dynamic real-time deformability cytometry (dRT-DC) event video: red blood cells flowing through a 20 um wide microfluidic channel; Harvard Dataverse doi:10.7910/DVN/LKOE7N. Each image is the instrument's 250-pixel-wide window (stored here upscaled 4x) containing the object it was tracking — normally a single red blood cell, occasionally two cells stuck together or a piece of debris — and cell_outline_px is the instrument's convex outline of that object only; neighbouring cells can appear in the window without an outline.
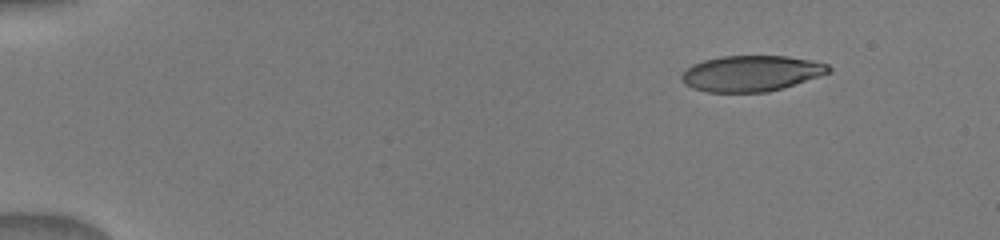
{"species": "human", "species_latin": "Homo sapiens", "temperature_condition": "warm", "stored_images_in_passage": 5, "camera_frame_rate_fps": 3000, "um_per_image_px": 0.085, "donor": {"sex": "male"}, "frame": {"image": 1, "passage_image": 1, "time_ms": 0.0, "image_size_px": [1000, 240], "cell_outline_px": [[832, 72], [820, 76], [768, 92], [708, 92], [692, 88], [684, 84], [680, 80], [680, 76], [692, 64], [704, 60], [720, 56], [788, 56], [828, 64], [832, 68]], "centroid_in_image_um": [63.84, 6.24], "position_along_channel_um": 21.2, "area_um2": 30.69}}
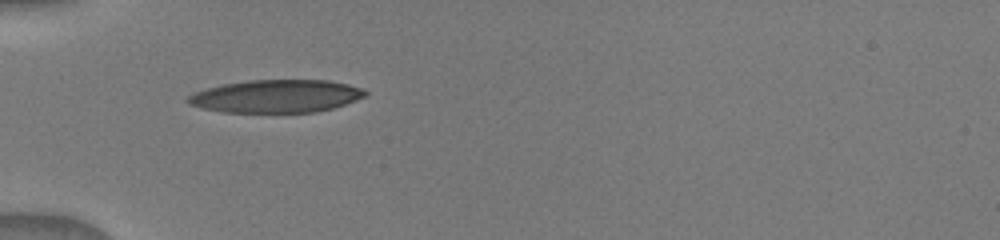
{"frame": {"image": 2, "passage_image": 4, "time_ms": 3.667, "image_size_px": [1000, 240], "cell_outline_px": [[368, 92], [364, 96], [356, 100], [332, 108], [312, 112], [224, 112], [204, 108], [188, 104], [184, 100], [188, 96], [204, 88], [224, 84], [248, 80], [328, 80], [348, 84], [364, 88]], "centroid_in_image_um": [23.47, 8.17], "position_along_channel_um": 61.5, "area_um2": 33.87}}
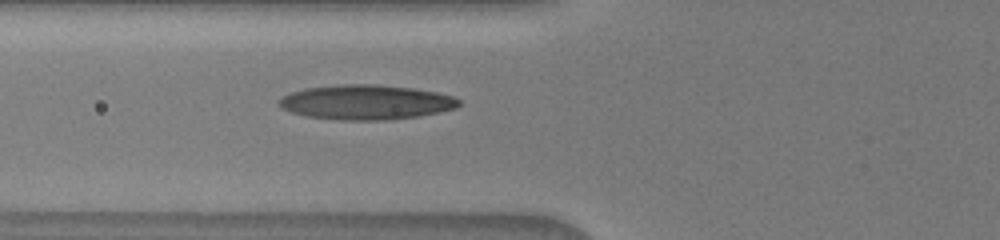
{"frame": {"image": 3, "passage_image": 5, "time_ms": 4.667, "image_size_px": [1000, 240], "cell_outline_px": [[460, 104], [456, 108], [420, 116], [384, 120], [340, 120], [308, 116], [292, 112], [276, 104], [276, 100], [292, 92], [308, 88], [340, 84], [376, 84], [412, 88], [436, 92], [452, 96], [460, 100]], "centroid_in_image_um": [31.12, 8.69], "position_along_channel_um": 94.7, "area_um2": 36.24}}